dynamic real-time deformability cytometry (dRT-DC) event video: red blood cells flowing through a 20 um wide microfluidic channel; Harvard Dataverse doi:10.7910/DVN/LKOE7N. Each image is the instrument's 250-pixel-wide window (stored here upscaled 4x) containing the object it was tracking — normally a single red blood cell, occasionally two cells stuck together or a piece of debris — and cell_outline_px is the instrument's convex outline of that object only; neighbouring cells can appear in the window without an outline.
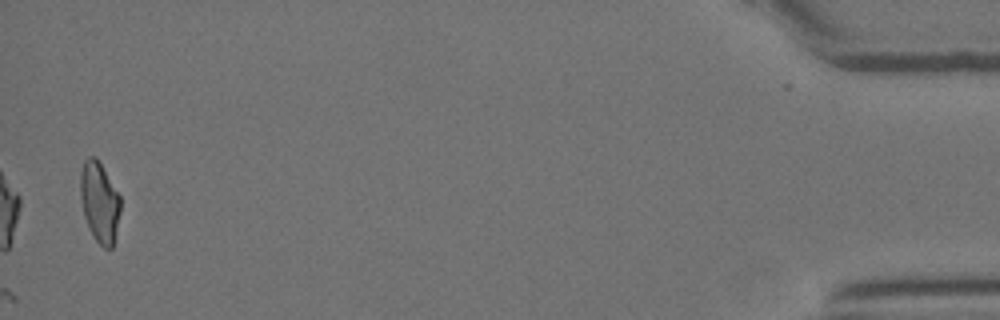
{"species": "Egyptian fruit bat (a non-hibernating species)", "species_latin": "Rousettus aegyptiacus", "temperature_condition": "room temperature", "stored_images_in_passage": 46, "camera_frame_rate_fps": 3000, "um_per_image_px": 0.085, "animal": {"sex": "female"}, "frame": {"image": 1, "passage_image": 46, "time_ms": 15.0, "image_size_px": [1000, 320], "cell_outline_px": [[120, 212], [112, 248], [104, 248], [96, 240], [88, 228], [84, 216], [80, 196], [80, 172], [84, 160], [88, 156], [96, 156], [120, 196]], "centroid_in_image_um": [8.44, 17.15], "position_along_channel_um": 426.8, "area_um2": 18.73}}